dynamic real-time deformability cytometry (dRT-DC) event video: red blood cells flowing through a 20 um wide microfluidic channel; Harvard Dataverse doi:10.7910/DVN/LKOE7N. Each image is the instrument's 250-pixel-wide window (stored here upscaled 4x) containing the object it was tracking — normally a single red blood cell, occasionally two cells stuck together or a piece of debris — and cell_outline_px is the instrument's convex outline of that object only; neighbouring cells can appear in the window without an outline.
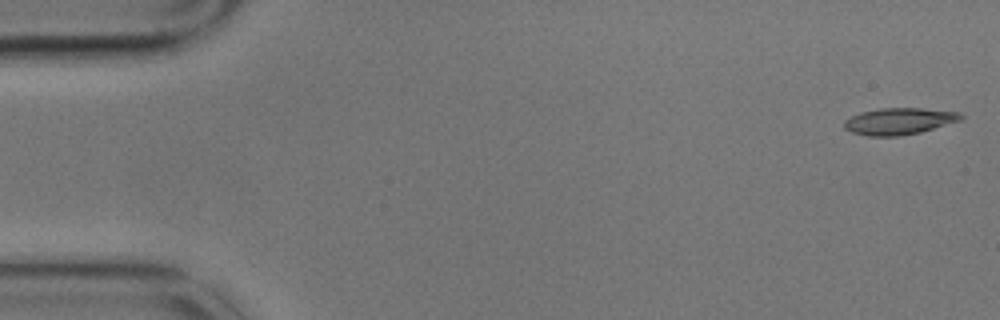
{"species": "common noctule bat (a hibernating species)", "species_latin": "Nyctalus noctula", "temperature_condition": "cold", "stored_images_in_passage": 57, "camera_frame_rate_fps": 3000, "um_per_image_px": 0.085, "animal": {"sex": "male", "body_mass_g": 17.9}, "frame": {"image": 1, "passage_image": 1, "time_ms": 0.0, "image_size_px": [1000, 320], "cell_outline_px": [[964, 116], [960, 120], [920, 132], [900, 136], [868, 136], [852, 132], [844, 128], [844, 120], [860, 112], [880, 108], [920, 108], [960, 112]], "centroid_in_image_um": [76.4, 10.3], "position_along_channel_um": 8.6, "area_um2": 18.03}}
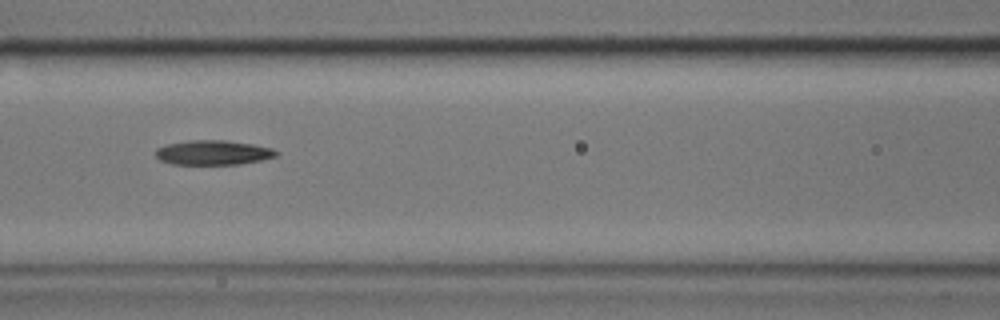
{"frame": {"image": 2, "passage_image": 24, "time_ms": 7.667, "image_size_px": [1000, 320], "cell_outline_px": [[280, 152], [276, 156], [260, 160], [240, 164], [172, 164], [160, 160], [156, 156], [156, 148], [168, 144], [188, 140], [224, 140], [252, 144], [272, 148]], "centroid_in_image_um": [18.12, 12.96], "position_along_channel_um": 148.5, "area_um2": 17.22}}
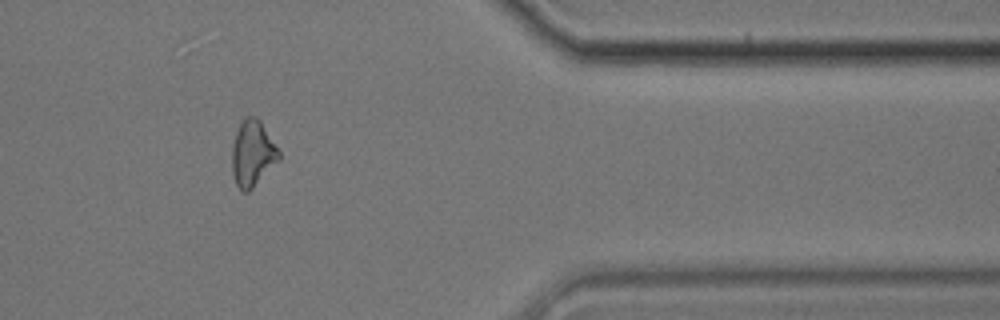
{"frame": {"image": 3, "passage_image": 47, "time_ms": 15.333, "image_size_px": [1000, 320], "cell_outline_px": [[280, 160], [248, 192], [244, 192], [236, 184], [232, 172], [232, 144], [240, 120], [244, 116], [256, 116], [260, 120], [280, 152]], "centroid_in_image_um": [21.46, 13.01], "position_along_channel_um": 389.9, "area_um2": 18.09}, "authors_computed_cell_mechanics": {"area_um2": 17.8602, "velocity_mm_per_s": 3.4478, "shape_relaxation_time_tau1_ms": 8.0714, "shape_relaxation_time_tau2_ms": null, "deformation_change_tau1": 0.137, "deformation_change_tau2": null}}